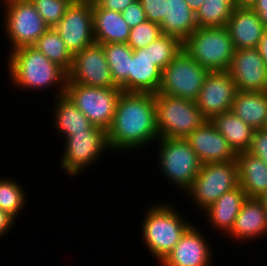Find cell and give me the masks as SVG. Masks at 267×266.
<instances>
[{"mask_svg":"<svg viewBox=\"0 0 267 266\" xmlns=\"http://www.w3.org/2000/svg\"><path fill=\"white\" fill-rule=\"evenodd\" d=\"M205 0H186L187 5L196 13Z\"/></svg>","mask_w":267,"mask_h":266,"instance_id":"b9f144b4","label":"cell"},{"mask_svg":"<svg viewBox=\"0 0 267 266\" xmlns=\"http://www.w3.org/2000/svg\"><path fill=\"white\" fill-rule=\"evenodd\" d=\"M239 186L247 198H258L267 191V165L250 152L236 156Z\"/></svg>","mask_w":267,"mask_h":266,"instance_id":"603a6c76","label":"cell"},{"mask_svg":"<svg viewBox=\"0 0 267 266\" xmlns=\"http://www.w3.org/2000/svg\"><path fill=\"white\" fill-rule=\"evenodd\" d=\"M120 88H99L77 83H66L65 95L96 127L107 132L110 128Z\"/></svg>","mask_w":267,"mask_h":266,"instance_id":"9c48e42d","label":"cell"},{"mask_svg":"<svg viewBox=\"0 0 267 266\" xmlns=\"http://www.w3.org/2000/svg\"><path fill=\"white\" fill-rule=\"evenodd\" d=\"M251 8L258 15L263 26L267 29V0H256Z\"/></svg>","mask_w":267,"mask_h":266,"instance_id":"ab89813d","label":"cell"},{"mask_svg":"<svg viewBox=\"0 0 267 266\" xmlns=\"http://www.w3.org/2000/svg\"><path fill=\"white\" fill-rule=\"evenodd\" d=\"M159 137L186 139L206 119L194 100L155 94Z\"/></svg>","mask_w":267,"mask_h":266,"instance_id":"5b68a950","label":"cell"},{"mask_svg":"<svg viewBox=\"0 0 267 266\" xmlns=\"http://www.w3.org/2000/svg\"><path fill=\"white\" fill-rule=\"evenodd\" d=\"M161 35L159 24L146 20L131 28L127 44L132 50L144 49Z\"/></svg>","mask_w":267,"mask_h":266,"instance_id":"d6a6232c","label":"cell"},{"mask_svg":"<svg viewBox=\"0 0 267 266\" xmlns=\"http://www.w3.org/2000/svg\"><path fill=\"white\" fill-rule=\"evenodd\" d=\"M66 83L99 88H119L111 77L110 67L102 44L94 42L73 55Z\"/></svg>","mask_w":267,"mask_h":266,"instance_id":"7c38bea8","label":"cell"},{"mask_svg":"<svg viewBox=\"0 0 267 266\" xmlns=\"http://www.w3.org/2000/svg\"><path fill=\"white\" fill-rule=\"evenodd\" d=\"M267 211V191L257 198Z\"/></svg>","mask_w":267,"mask_h":266,"instance_id":"ee69618b","label":"cell"},{"mask_svg":"<svg viewBox=\"0 0 267 266\" xmlns=\"http://www.w3.org/2000/svg\"><path fill=\"white\" fill-rule=\"evenodd\" d=\"M158 138L155 94L122 91L107 130L110 152L136 151Z\"/></svg>","mask_w":267,"mask_h":266,"instance_id":"6da1fadb","label":"cell"},{"mask_svg":"<svg viewBox=\"0 0 267 266\" xmlns=\"http://www.w3.org/2000/svg\"><path fill=\"white\" fill-rule=\"evenodd\" d=\"M237 91L228 71L208 72L195 102L204 118L212 120L231 110Z\"/></svg>","mask_w":267,"mask_h":266,"instance_id":"5bb4252c","label":"cell"},{"mask_svg":"<svg viewBox=\"0 0 267 266\" xmlns=\"http://www.w3.org/2000/svg\"><path fill=\"white\" fill-rule=\"evenodd\" d=\"M121 14L130 29L147 20L139 0L130 4Z\"/></svg>","mask_w":267,"mask_h":266,"instance_id":"8d00e7d4","label":"cell"},{"mask_svg":"<svg viewBox=\"0 0 267 266\" xmlns=\"http://www.w3.org/2000/svg\"><path fill=\"white\" fill-rule=\"evenodd\" d=\"M247 199L244 190L238 186L224 193L203 212L212 228L227 234L234 226L235 219L240 212L243 202Z\"/></svg>","mask_w":267,"mask_h":266,"instance_id":"ffe728a7","label":"cell"},{"mask_svg":"<svg viewBox=\"0 0 267 266\" xmlns=\"http://www.w3.org/2000/svg\"><path fill=\"white\" fill-rule=\"evenodd\" d=\"M93 35L97 43H127L130 27L120 12L99 8L92 1Z\"/></svg>","mask_w":267,"mask_h":266,"instance_id":"44dd1931","label":"cell"},{"mask_svg":"<svg viewBox=\"0 0 267 266\" xmlns=\"http://www.w3.org/2000/svg\"><path fill=\"white\" fill-rule=\"evenodd\" d=\"M148 48L153 64L162 71L183 49V42L178 37L162 34Z\"/></svg>","mask_w":267,"mask_h":266,"instance_id":"1f68e13d","label":"cell"},{"mask_svg":"<svg viewBox=\"0 0 267 266\" xmlns=\"http://www.w3.org/2000/svg\"><path fill=\"white\" fill-rule=\"evenodd\" d=\"M162 71L149 57L148 46L133 50L130 60V92L158 93Z\"/></svg>","mask_w":267,"mask_h":266,"instance_id":"7402d4cb","label":"cell"},{"mask_svg":"<svg viewBox=\"0 0 267 266\" xmlns=\"http://www.w3.org/2000/svg\"><path fill=\"white\" fill-rule=\"evenodd\" d=\"M114 84L123 92H130V60L133 50L127 43L102 44Z\"/></svg>","mask_w":267,"mask_h":266,"instance_id":"83f0119b","label":"cell"},{"mask_svg":"<svg viewBox=\"0 0 267 266\" xmlns=\"http://www.w3.org/2000/svg\"><path fill=\"white\" fill-rule=\"evenodd\" d=\"M135 1L137 0H93L99 8L120 13Z\"/></svg>","mask_w":267,"mask_h":266,"instance_id":"74e56055","label":"cell"},{"mask_svg":"<svg viewBox=\"0 0 267 266\" xmlns=\"http://www.w3.org/2000/svg\"><path fill=\"white\" fill-rule=\"evenodd\" d=\"M14 224H16L15 219L7 212L0 209V238H3V236H5L9 230L14 227Z\"/></svg>","mask_w":267,"mask_h":266,"instance_id":"f35d334b","label":"cell"},{"mask_svg":"<svg viewBox=\"0 0 267 266\" xmlns=\"http://www.w3.org/2000/svg\"><path fill=\"white\" fill-rule=\"evenodd\" d=\"M227 235L229 239L242 243L267 235V211L257 198H247L243 202L234 226Z\"/></svg>","mask_w":267,"mask_h":266,"instance_id":"ac0fdd59","label":"cell"},{"mask_svg":"<svg viewBox=\"0 0 267 266\" xmlns=\"http://www.w3.org/2000/svg\"><path fill=\"white\" fill-rule=\"evenodd\" d=\"M4 4L3 25L10 42L9 52L26 46H34L49 29L32 1L2 0Z\"/></svg>","mask_w":267,"mask_h":266,"instance_id":"52a82bcc","label":"cell"},{"mask_svg":"<svg viewBox=\"0 0 267 266\" xmlns=\"http://www.w3.org/2000/svg\"><path fill=\"white\" fill-rule=\"evenodd\" d=\"M52 108L54 128L63 138L73 133L86 132L93 124L64 94L54 99Z\"/></svg>","mask_w":267,"mask_h":266,"instance_id":"484cf974","label":"cell"},{"mask_svg":"<svg viewBox=\"0 0 267 266\" xmlns=\"http://www.w3.org/2000/svg\"><path fill=\"white\" fill-rule=\"evenodd\" d=\"M231 111L255 130L267 128V92L237 91Z\"/></svg>","mask_w":267,"mask_h":266,"instance_id":"d4e9b609","label":"cell"},{"mask_svg":"<svg viewBox=\"0 0 267 266\" xmlns=\"http://www.w3.org/2000/svg\"><path fill=\"white\" fill-rule=\"evenodd\" d=\"M226 27L236 50L257 48L266 29L251 7L234 8Z\"/></svg>","mask_w":267,"mask_h":266,"instance_id":"d6986e66","label":"cell"},{"mask_svg":"<svg viewBox=\"0 0 267 266\" xmlns=\"http://www.w3.org/2000/svg\"><path fill=\"white\" fill-rule=\"evenodd\" d=\"M228 73L238 91L267 92V66L257 48L237 49Z\"/></svg>","mask_w":267,"mask_h":266,"instance_id":"9a60e30c","label":"cell"},{"mask_svg":"<svg viewBox=\"0 0 267 266\" xmlns=\"http://www.w3.org/2000/svg\"><path fill=\"white\" fill-rule=\"evenodd\" d=\"M156 142L159 145L157 164L160 166L162 176L166 180L168 178L175 188L185 193L202 165L197 154L185 139L159 137Z\"/></svg>","mask_w":267,"mask_h":266,"instance_id":"8992f818","label":"cell"},{"mask_svg":"<svg viewBox=\"0 0 267 266\" xmlns=\"http://www.w3.org/2000/svg\"><path fill=\"white\" fill-rule=\"evenodd\" d=\"M162 34L184 42L197 28L195 13L186 0H165V16L159 24Z\"/></svg>","mask_w":267,"mask_h":266,"instance_id":"cb8c5ba5","label":"cell"},{"mask_svg":"<svg viewBox=\"0 0 267 266\" xmlns=\"http://www.w3.org/2000/svg\"><path fill=\"white\" fill-rule=\"evenodd\" d=\"M209 244L205 235L194 223L160 266H211L213 252Z\"/></svg>","mask_w":267,"mask_h":266,"instance_id":"e0dca14e","label":"cell"},{"mask_svg":"<svg viewBox=\"0 0 267 266\" xmlns=\"http://www.w3.org/2000/svg\"><path fill=\"white\" fill-rule=\"evenodd\" d=\"M8 54L7 75L13 88L34 92L56 87V97L65 94L67 73L34 46L21 47Z\"/></svg>","mask_w":267,"mask_h":266,"instance_id":"7a4b0ae2","label":"cell"},{"mask_svg":"<svg viewBox=\"0 0 267 266\" xmlns=\"http://www.w3.org/2000/svg\"><path fill=\"white\" fill-rule=\"evenodd\" d=\"M267 165V128L254 130L251 147L248 150Z\"/></svg>","mask_w":267,"mask_h":266,"instance_id":"d590c367","label":"cell"},{"mask_svg":"<svg viewBox=\"0 0 267 266\" xmlns=\"http://www.w3.org/2000/svg\"><path fill=\"white\" fill-rule=\"evenodd\" d=\"M34 47L66 73L72 66L73 55L54 28H49L35 43Z\"/></svg>","mask_w":267,"mask_h":266,"instance_id":"f1b7e54d","label":"cell"},{"mask_svg":"<svg viewBox=\"0 0 267 266\" xmlns=\"http://www.w3.org/2000/svg\"><path fill=\"white\" fill-rule=\"evenodd\" d=\"M173 206L165 202L154 203L148 207L142 220L140 235L142 234L143 243L159 263L193 225Z\"/></svg>","mask_w":267,"mask_h":266,"instance_id":"3957f363","label":"cell"},{"mask_svg":"<svg viewBox=\"0 0 267 266\" xmlns=\"http://www.w3.org/2000/svg\"><path fill=\"white\" fill-rule=\"evenodd\" d=\"M74 0H33L36 10L49 28L54 26L65 15Z\"/></svg>","mask_w":267,"mask_h":266,"instance_id":"836d02e7","label":"cell"},{"mask_svg":"<svg viewBox=\"0 0 267 266\" xmlns=\"http://www.w3.org/2000/svg\"><path fill=\"white\" fill-rule=\"evenodd\" d=\"M222 1L227 3L232 9L235 8V0H222Z\"/></svg>","mask_w":267,"mask_h":266,"instance_id":"f6af8a7d","label":"cell"},{"mask_svg":"<svg viewBox=\"0 0 267 266\" xmlns=\"http://www.w3.org/2000/svg\"><path fill=\"white\" fill-rule=\"evenodd\" d=\"M257 49L260 52V55L265 61V64L267 66V29H265L262 38L260 40V43L257 46Z\"/></svg>","mask_w":267,"mask_h":266,"instance_id":"60d3db41","label":"cell"},{"mask_svg":"<svg viewBox=\"0 0 267 266\" xmlns=\"http://www.w3.org/2000/svg\"><path fill=\"white\" fill-rule=\"evenodd\" d=\"M233 9L222 0H205L195 13L198 27H224Z\"/></svg>","mask_w":267,"mask_h":266,"instance_id":"4dcf8cb0","label":"cell"},{"mask_svg":"<svg viewBox=\"0 0 267 266\" xmlns=\"http://www.w3.org/2000/svg\"><path fill=\"white\" fill-rule=\"evenodd\" d=\"M183 49L207 71H228L236 48L224 27H198L184 42Z\"/></svg>","mask_w":267,"mask_h":266,"instance_id":"277c9868","label":"cell"},{"mask_svg":"<svg viewBox=\"0 0 267 266\" xmlns=\"http://www.w3.org/2000/svg\"><path fill=\"white\" fill-rule=\"evenodd\" d=\"M239 186L236 161L202 164L192 185L184 194L201 211L206 210L224 193Z\"/></svg>","mask_w":267,"mask_h":266,"instance_id":"ba28073f","label":"cell"},{"mask_svg":"<svg viewBox=\"0 0 267 266\" xmlns=\"http://www.w3.org/2000/svg\"><path fill=\"white\" fill-rule=\"evenodd\" d=\"M64 140L60 166L70 177H78L87 167L97 163L104 151H110L107 132L94 125L86 132L73 133Z\"/></svg>","mask_w":267,"mask_h":266,"instance_id":"30bf717a","label":"cell"},{"mask_svg":"<svg viewBox=\"0 0 267 266\" xmlns=\"http://www.w3.org/2000/svg\"><path fill=\"white\" fill-rule=\"evenodd\" d=\"M256 0H235L236 7H251Z\"/></svg>","mask_w":267,"mask_h":266,"instance_id":"7bdbcfd3","label":"cell"},{"mask_svg":"<svg viewBox=\"0 0 267 266\" xmlns=\"http://www.w3.org/2000/svg\"><path fill=\"white\" fill-rule=\"evenodd\" d=\"M236 154L250 149L254 130L231 110L210 120Z\"/></svg>","mask_w":267,"mask_h":266,"instance_id":"4316f807","label":"cell"},{"mask_svg":"<svg viewBox=\"0 0 267 266\" xmlns=\"http://www.w3.org/2000/svg\"><path fill=\"white\" fill-rule=\"evenodd\" d=\"M185 140L202 164L236 161L237 154L210 120H206Z\"/></svg>","mask_w":267,"mask_h":266,"instance_id":"2e32d148","label":"cell"},{"mask_svg":"<svg viewBox=\"0 0 267 266\" xmlns=\"http://www.w3.org/2000/svg\"><path fill=\"white\" fill-rule=\"evenodd\" d=\"M146 19L160 24L165 16V0H139Z\"/></svg>","mask_w":267,"mask_h":266,"instance_id":"e575fe53","label":"cell"},{"mask_svg":"<svg viewBox=\"0 0 267 266\" xmlns=\"http://www.w3.org/2000/svg\"><path fill=\"white\" fill-rule=\"evenodd\" d=\"M54 29L72 55L94 43L92 1L74 0Z\"/></svg>","mask_w":267,"mask_h":266,"instance_id":"4fadbf2b","label":"cell"},{"mask_svg":"<svg viewBox=\"0 0 267 266\" xmlns=\"http://www.w3.org/2000/svg\"><path fill=\"white\" fill-rule=\"evenodd\" d=\"M24 191L18 181L9 177H0V209L7 212L15 220L27 204L28 195Z\"/></svg>","mask_w":267,"mask_h":266,"instance_id":"f546056e","label":"cell"},{"mask_svg":"<svg viewBox=\"0 0 267 266\" xmlns=\"http://www.w3.org/2000/svg\"><path fill=\"white\" fill-rule=\"evenodd\" d=\"M208 72L181 49L162 70L158 93L195 101Z\"/></svg>","mask_w":267,"mask_h":266,"instance_id":"8fae6325","label":"cell"}]
</instances>
